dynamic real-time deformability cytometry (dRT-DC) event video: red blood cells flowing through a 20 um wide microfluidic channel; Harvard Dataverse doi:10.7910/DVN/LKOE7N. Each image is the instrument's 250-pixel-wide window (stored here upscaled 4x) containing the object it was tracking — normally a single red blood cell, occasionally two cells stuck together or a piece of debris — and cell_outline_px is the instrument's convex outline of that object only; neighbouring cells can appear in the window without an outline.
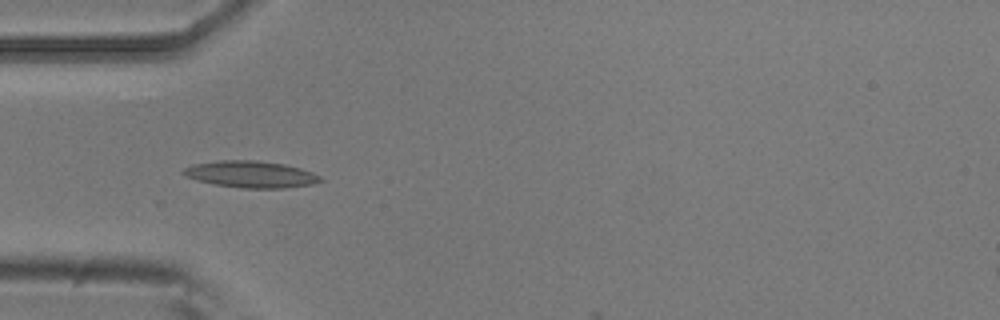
{"species": "common noctule bat (a hibernating species)", "species_latin": "Nyctalus noctula", "temperature_condition": "room temperature", "stored_images_in_passage": 7, "camera_frame_rate_fps": 3000, "um_per_image_px": 0.085, "animal": {"sex": "male", "body_mass_g": 20.5, "forearm_length_mm": 52.5}, "frame": {"image": 1, "passage_image": 4, "time_ms": 1.0, "image_size_px": [1000, 320], "cell_outline_px": [[324, 180], [312, 184], [284, 188], [244, 188], [216, 184], [200, 180], [188, 176], [180, 172], [184, 168], [192, 164], [216, 160], [256, 160], [284, 164], [300, 168], [312, 172], [320, 176]], "centroid_in_image_um": [21.34, 14.8], "position_along_channel_um": 63.7, "area_um2": 21.15}}
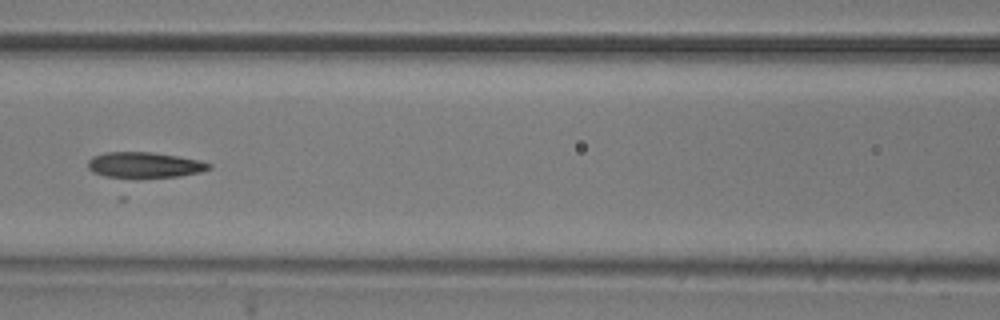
{"frame": {"image": 2, "passage_image": 6, "time_ms": 1.667, "image_size_px": [1000, 320], "cell_outline_px": [[212, 168], [200, 172], [180, 176], [124, 180], [120, 180], [104, 176], [92, 172], [88, 168], [88, 160], [92, 156], [104, 152], [152, 152], [200, 160], [212, 164]], "centroid_in_image_um": [12.23, 14.06], "position_along_channel_um": 154.4, "area_um2": 18.9}}
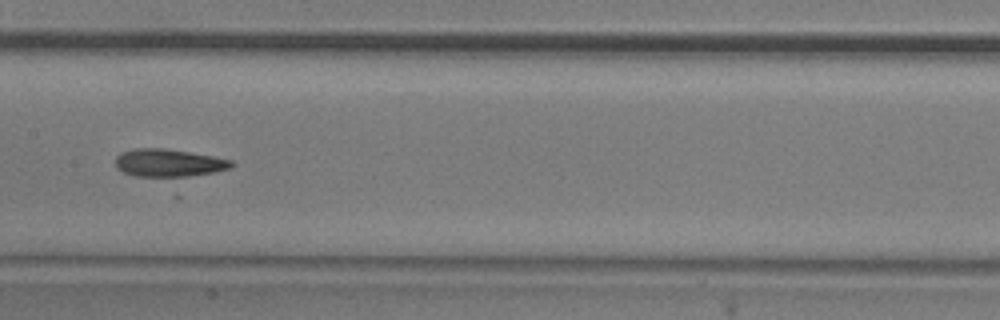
{"frame": {"image": 3, "passage_image": 7, "time_ms": 2.0, "image_size_px": [1000, 320], "cell_outline_px": [[236, 164], [232, 168], [216, 172], [180, 180], [176, 180], [136, 176], [124, 172], [116, 168], [116, 156], [120, 152], [132, 148], [164, 148], [212, 156], [232, 160]], "centroid_in_image_um": [14.38, 13.9], "position_along_channel_um": 193.0, "area_um2": 19.88}}